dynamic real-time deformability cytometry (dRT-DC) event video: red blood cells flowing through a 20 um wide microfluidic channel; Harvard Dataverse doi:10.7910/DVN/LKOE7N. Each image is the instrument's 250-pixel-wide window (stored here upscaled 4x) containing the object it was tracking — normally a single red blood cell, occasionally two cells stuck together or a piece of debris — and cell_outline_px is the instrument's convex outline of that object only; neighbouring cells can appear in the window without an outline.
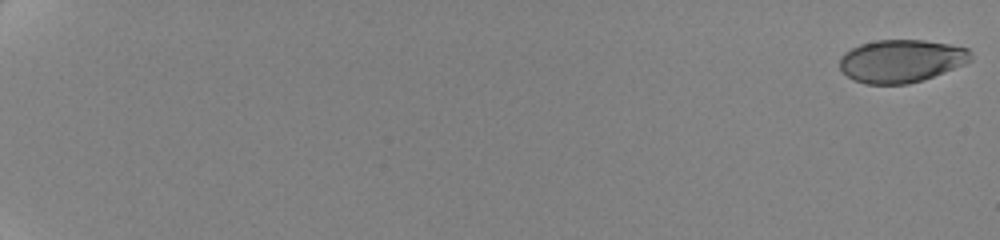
{"species": "human", "species_latin": "Homo sapiens", "temperature_condition": "cold", "stored_images_in_passage": 43, "camera_frame_rate_fps": 3000, "um_per_image_px": 0.085, "donor": {"sex": "female"}, "frame": {"image": 1, "passage_image": 1, "time_ms": 0.0, "image_size_px": [1000, 240], "cell_outline_px": [[972, 60], [964, 64], [924, 80], [908, 84], [864, 84], [852, 80], [840, 68], [840, 56], [844, 52], [860, 44], [876, 40], [924, 40], [948, 44], [968, 48], [972, 52]], "centroid_in_image_um": [76.6, 5.18], "position_along_channel_um": 8.4, "area_um2": 32.89}}
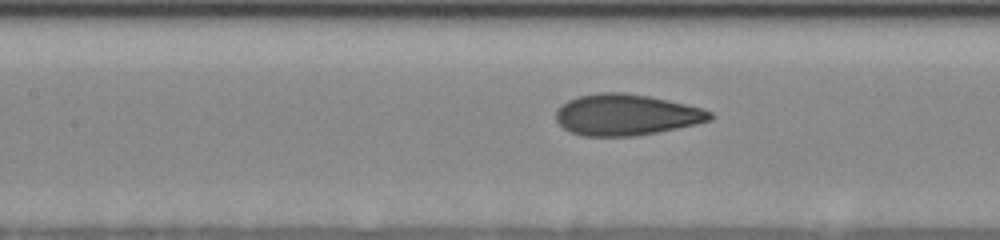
{"frame": {"image": 2, "passage_image": 31, "time_ms": 10.667, "image_size_px": [1000, 240], "cell_outline_px": [[716, 116], [712, 120], [696, 124], [656, 132], [632, 136], [584, 136], [572, 132], [564, 128], [556, 120], [556, 108], [568, 100], [580, 96], [596, 92], [624, 92], [648, 96], [668, 100], [704, 108], [712, 112]], "centroid_in_image_um": [53.25, 9.75], "position_along_channel_um": 154.2, "area_um2": 37.05}}
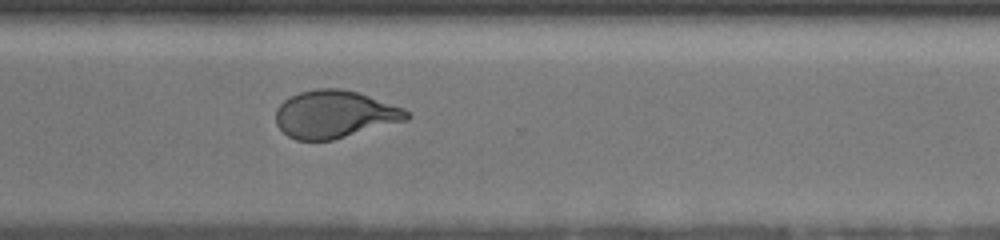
{"frame": {"image": 3, "passage_image": 43, "time_ms": 16.0, "image_size_px": [1000, 240], "cell_outline_px": [[412, 116], [408, 120], [332, 140], [296, 140], [288, 136], [276, 124], [276, 108], [284, 100], [300, 92], [316, 88], [340, 88], [356, 92], [404, 108]], "centroid_in_image_um": [28.44, 9.71], "position_along_channel_um": 342.2, "area_um2": 36.13}}